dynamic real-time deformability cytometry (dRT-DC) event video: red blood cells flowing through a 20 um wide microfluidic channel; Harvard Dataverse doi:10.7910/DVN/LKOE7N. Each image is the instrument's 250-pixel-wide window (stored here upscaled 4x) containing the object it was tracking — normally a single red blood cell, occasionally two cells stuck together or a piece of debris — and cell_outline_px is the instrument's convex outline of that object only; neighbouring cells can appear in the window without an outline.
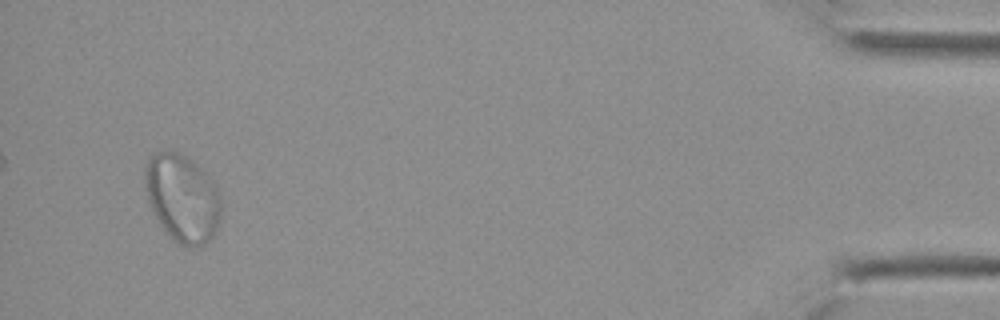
{"species": "Egyptian fruit bat (a non-hibernating species)", "species_latin": "Rousettus aegyptiacus", "temperature_condition": "cold", "stored_images_in_passage": 26, "segment_of_instrument_passage": [2, 2], "camera_frame_rate_fps": 3000, "um_per_image_px": 0.085, "animal": {"sex": "female"}, "frame": {"image": 1, "passage_image": 25, "time_ms": 8.0, "image_size_px": [1000, 320], "cell_outline_px": [[220, 220], [216, 232], [204, 244], [180, 244], [164, 232], [148, 204], [144, 184], [144, 164], [148, 156], [156, 152], [180, 152], [192, 160], [216, 184], [220, 196]], "centroid_in_image_um": [15.46, 16.8], "position_along_channel_um": 419.7, "area_um2": 39.07}}